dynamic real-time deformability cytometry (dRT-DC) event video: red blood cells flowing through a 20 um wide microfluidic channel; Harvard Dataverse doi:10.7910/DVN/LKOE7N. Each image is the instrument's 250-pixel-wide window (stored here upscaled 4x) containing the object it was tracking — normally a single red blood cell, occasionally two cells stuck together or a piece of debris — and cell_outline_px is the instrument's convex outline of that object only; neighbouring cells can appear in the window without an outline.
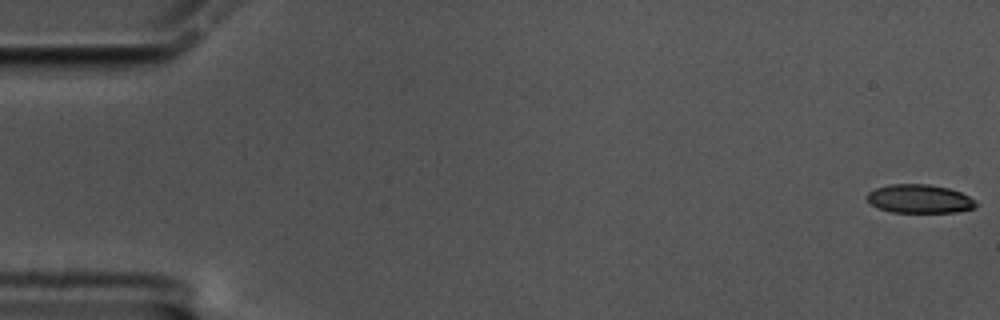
{"species": "common noctule bat (a hibernating species)", "species_latin": "Nyctalus noctula", "temperature_condition": "cold", "stored_images_in_passage": 60, "camera_frame_rate_fps": 3000, "um_per_image_px": 0.085, "animal": {"sex": "male", "body_mass_g": 17.5, "forearm_length_mm": 52.3}, "frame": {"image": 1, "passage_image": 1, "time_ms": 0.0, "image_size_px": [1000, 320], "cell_outline_px": [[980, 204], [976, 208], [956, 212], [892, 212], [880, 208], [872, 204], [864, 196], [868, 192], [876, 188], [892, 184], [928, 184], [948, 188], [960, 192], [976, 200]], "centroid_in_image_um": [78.2, 16.9], "position_along_channel_um": 6.8, "area_um2": 18.21}}
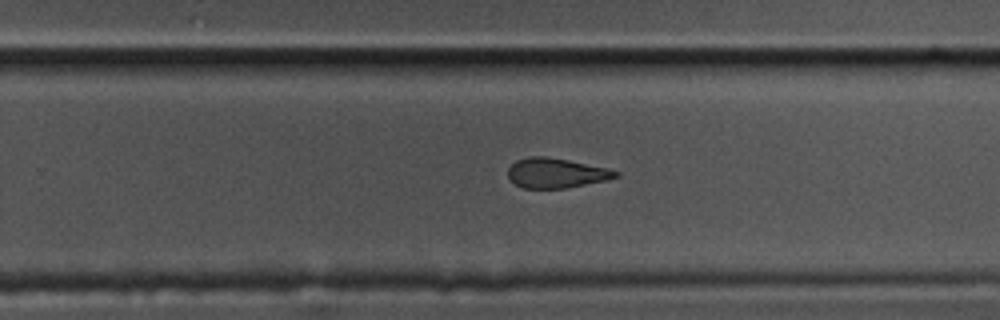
{"frame": {"image": 2, "passage_image": 38, "time_ms": 12.333, "image_size_px": [1000, 320], "cell_outline_px": [[620, 176], [608, 180], [564, 188], [520, 188], [508, 176], [508, 168], [516, 160], [528, 156], [544, 156], [568, 160], [608, 168], [620, 172]], "centroid_in_image_um": [47.28, 14.7], "position_along_channel_um": 282.5, "area_um2": 18.73}}
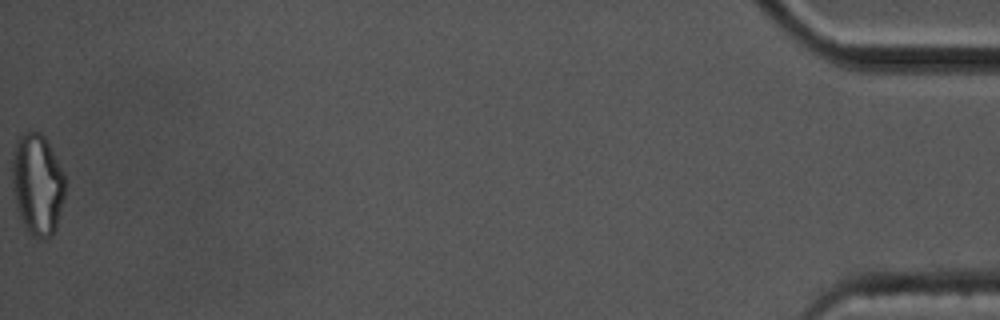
{"frame": {"image": 3, "passage_image": 60, "time_ms": 19.667, "image_size_px": [1000, 320], "cell_outline_px": [[68, 180], [64, 200], [56, 228], [52, 236], [44, 240], [32, 236], [24, 228], [16, 204], [12, 188], [12, 160], [16, 140], [20, 136], [28, 132], [40, 132], [44, 136], [64, 172]], "centroid_in_image_um": [3.21, 15.71], "position_along_channel_um": 432.0, "area_um2": 31.79}, "authors_computed_cell_mechanics": {"area_um2": 20.0566, "velocity_mm_per_s": 3.4016, "shape_relaxation_time_tau1_ms": null, "shape_relaxation_time_tau2_ms": 3.9993, "deformation_change_tau1": null, "deformation_change_tau2": 0.1121}}